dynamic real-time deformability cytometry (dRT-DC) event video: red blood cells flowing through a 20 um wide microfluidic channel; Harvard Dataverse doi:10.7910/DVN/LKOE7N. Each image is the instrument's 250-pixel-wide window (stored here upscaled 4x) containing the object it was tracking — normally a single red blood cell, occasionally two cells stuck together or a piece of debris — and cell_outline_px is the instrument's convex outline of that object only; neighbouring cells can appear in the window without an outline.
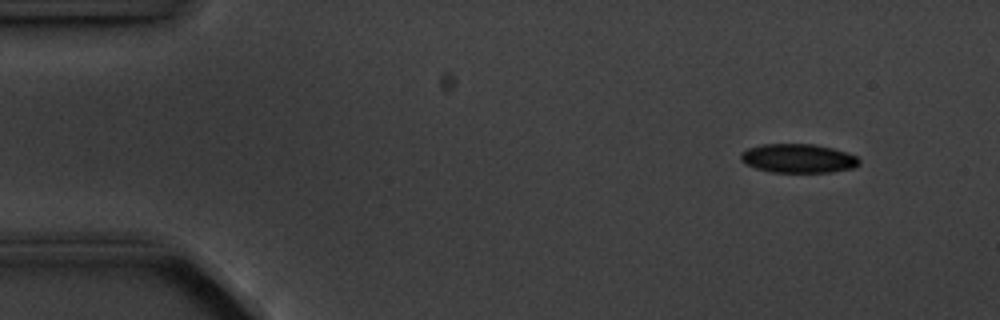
{"species": "common noctule bat (a hibernating species)", "species_latin": "Nyctalus noctula", "temperature_condition": "cold", "stored_images_in_passage": 5, "camera_frame_rate_fps": 3000, "um_per_image_px": 0.085, "animal": {"sex": "male", "body_mass_g": 20.1, "forearm_length_mm": 53.5}, "frame": {"image": 1, "passage_image": 1, "time_ms": 0.0, "image_size_px": [1000, 320], "cell_outline_px": [[860, 164], [852, 168], [832, 172], [772, 172], [756, 168], [744, 164], [740, 160], [740, 152], [748, 148], [764, 144], [812, 144], [832, 148], [848, 152], [856, 156], [860, 160]], "centroid_in_image_um": [67.83, 13.46], "position_along_channel_um": 17.2, "area_um2": 20.06}}
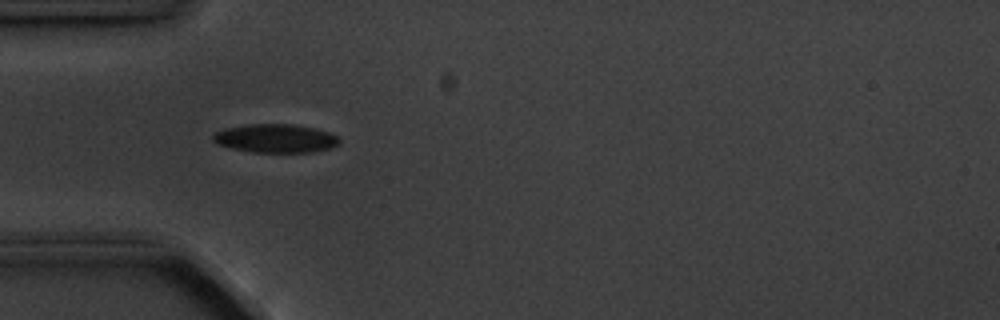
{"frame": {"image": 2, "passage_image": 4, "time_ms": 3.667, "image_size_px": [1000, 320], "cell_outline_px": [[340, 144], [332, 148], [312, 152], [252, 152], [232, 148], [216, 144], [212, 140], [212, 136], [216, 132], [224, 128], [248, 124], [292, 124], [316, 128], [328, 132], [336, 136], [340, 140]], "centroid_in_image_um": [23.42, 11.76], "position_along_channel_um": 61.6, "area_um2": 21.15}}
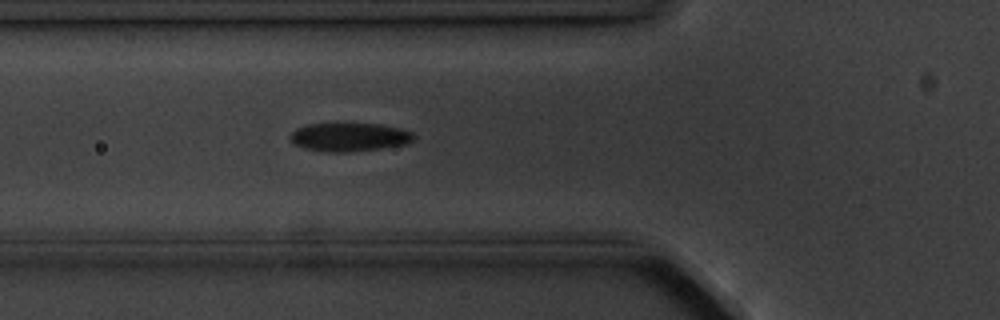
{"frame": {"image": 3, "passage_image": 5, "time_ms": 4.667, "image_size_px": [1000, 320], "cell_outline_px": [[416, 136], [408, 144], [380, 148], [344, 152], [324, 152], [304, 148], [296, 144], [288, 136], [296, 128], [308, 124], [380, 124], [400, 128], [412, 132]], "centroid_in_image_um": [29.7, 11.65], "position_along_channel_um": 96.1, "area_um2": 20.4}}